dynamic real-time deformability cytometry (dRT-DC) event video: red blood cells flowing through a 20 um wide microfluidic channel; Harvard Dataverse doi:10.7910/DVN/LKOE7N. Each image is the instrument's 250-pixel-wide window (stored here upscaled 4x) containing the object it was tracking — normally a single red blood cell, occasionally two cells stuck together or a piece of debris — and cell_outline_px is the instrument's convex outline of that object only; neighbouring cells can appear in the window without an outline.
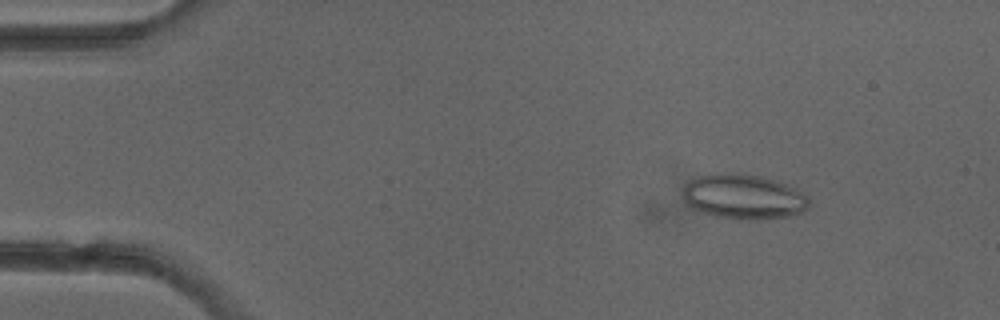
{"species": "common noctule bat (a hibernating species)", "species_latin": "Nyctalus noctula", "temperature_condition": "cold", "stored_images_in_passage": 4, "camera_frame_rate_fps": 3000, "um_per_image_px": 0.085, "animal": {"sex": "female"}, "frame": {"image": 1, "passage_image": 2, "time_ms": 1.333, "image_size_px": [1000, 320], "cell_outline_px": [[808, 208], [804, 212], [788, 216], [740, 220], [716, 216], [692, 208], [684, 200], [684, 184], [696, 176], [728, 172], [740, 172], [760, 176], [796, 188], [808, 196]], "centroid_in_image_um": [63.2, 16.7], "position_along_channel_um": 21.8, "area_um2": 32.89}}